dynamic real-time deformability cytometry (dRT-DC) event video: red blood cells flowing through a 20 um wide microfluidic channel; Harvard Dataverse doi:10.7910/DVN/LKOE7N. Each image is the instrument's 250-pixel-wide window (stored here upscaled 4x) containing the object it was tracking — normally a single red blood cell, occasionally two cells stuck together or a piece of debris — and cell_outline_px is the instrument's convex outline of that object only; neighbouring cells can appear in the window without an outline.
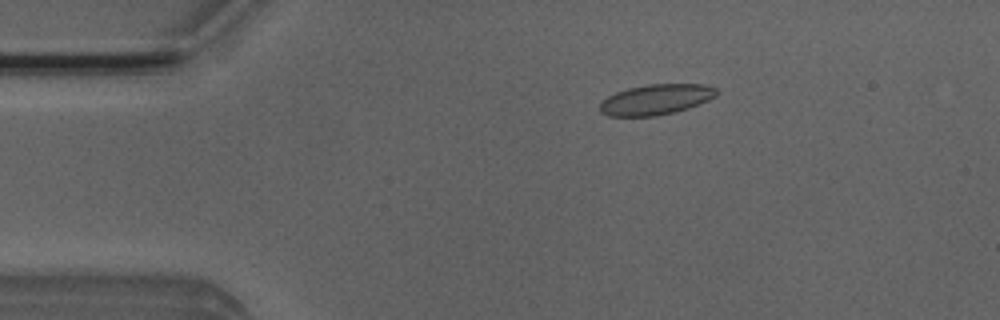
{"species": "Egyptian fruit bat (a non-hibernating species)", "species_latin": "Rousettus aegyptiacus", "temperature_condition": "room temperature", "stored_images_in_passage": 3, "camera_frame_rate_fps": 3000, "um_per_image_px": 0.085, "animal": {"sex": "male"}, "frame": {"image": 1, "passage_image": 2, "time_ms": 0.333, "image_size_px": [1000, 320], "cell_outline_px": [[720, 92], [716, 96], [708, 100], [688, 108], [656, 116], [608, 116], [600, 112], [600, 104], [608, 96], [616, 92], [628, 88], [648, 84], [704, 84], [716, 88]], "centroid_in_image_um": [55.77, 8.45], "position_along_channel_um": 29.2, "area_um2": 20.63}}